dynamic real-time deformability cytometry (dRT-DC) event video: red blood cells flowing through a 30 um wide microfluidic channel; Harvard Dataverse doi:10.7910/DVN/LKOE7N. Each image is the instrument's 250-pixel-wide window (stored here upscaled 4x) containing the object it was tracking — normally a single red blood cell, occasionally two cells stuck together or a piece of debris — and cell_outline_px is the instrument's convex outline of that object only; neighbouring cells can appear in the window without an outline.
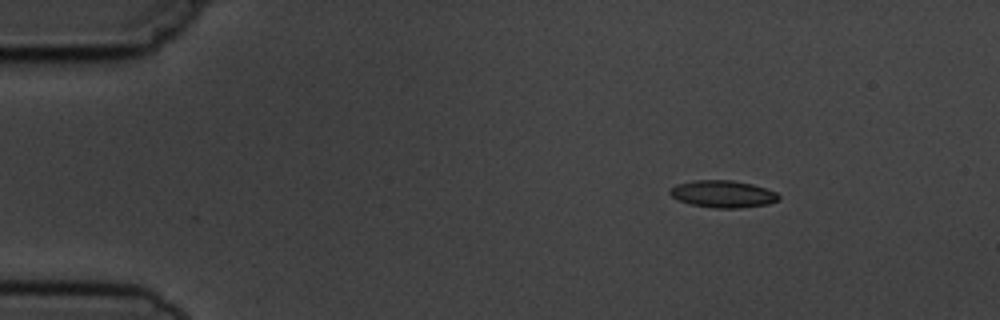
{"species": "common noctule bat (a hibernating species)", "species_latin": "Nyctalus noctula", "temperature_condition": "cold", "stored_images_in_passage": 6, "camera_frame_rate_fps": 3000, "um_per_image_px": 0.085, "animal": {"sex": "male", "body_mass_g": 19.5, "forearm_length_mm": 54.6}, "frame": {"image": 1, "passage_image": 1, "time_ms": 0.0, "image_size_px": [1000, 320], "cell_outline_px": [[780, 200], [768, 204], [740, 208], [712, 208], [692, 204], [680, 200], [672, 196], [668, 192], [676, 184], [692, 180], [732, 180], [752, 184], [776, 192], [780, 196]], "centroid_in_image_um": [61.46, 16.49], "position_along_channel_um": 23.5, "area_um2": 17.17}}
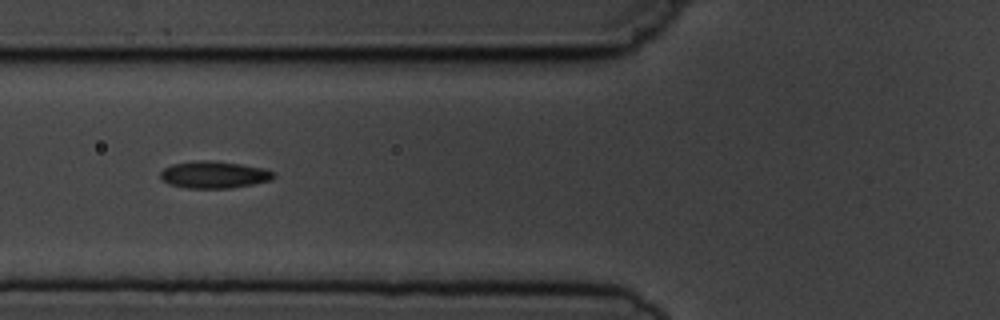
{"frame": {"image": 2, "passage_image": 4, "time_ms": 4.333, "image_size_px": [1000, 320], "cell_outline_px": [[276, 176], [268, 180], [252, 184], [228, 188], [188, 188], [168, 184], [160, 176], [160, 172], [164, 168], [172, 164], [196, 160], [208, 160], [240, 164], [264, 168], [276, 172]], "centroid_in_image_um": [18.18, 14.84], "position_along_channel_um": 107.6, "area_um2": 17.74}}
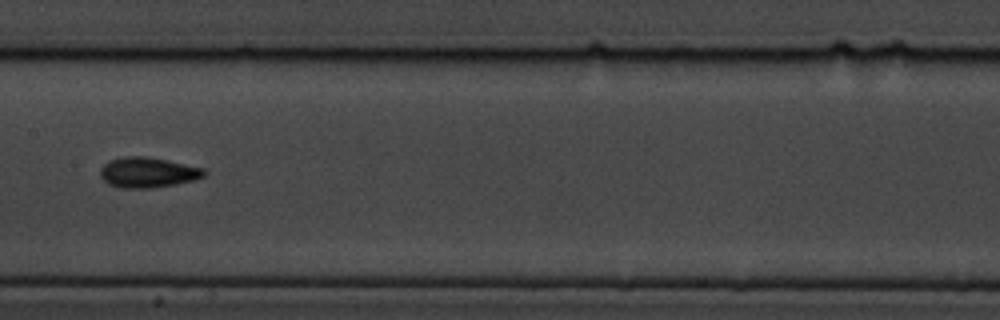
{"frame": {"image": 3, "passage_image": 6, "time_ms": 6.667, "image_size_px": [1000, 320], "cell_outline_px": [[208, 172], [204, 176], [192, 180], [176, 184], [148, 188], [120, 188], [108, 184], [100, 176], [100, 168], [108, 160], [124, 156], [148, 156], [204, 168]], "centroid_in_image_um": [12.54, 14.65], "position_along_channel_um": 194.9, "area_um2": 18.44}}